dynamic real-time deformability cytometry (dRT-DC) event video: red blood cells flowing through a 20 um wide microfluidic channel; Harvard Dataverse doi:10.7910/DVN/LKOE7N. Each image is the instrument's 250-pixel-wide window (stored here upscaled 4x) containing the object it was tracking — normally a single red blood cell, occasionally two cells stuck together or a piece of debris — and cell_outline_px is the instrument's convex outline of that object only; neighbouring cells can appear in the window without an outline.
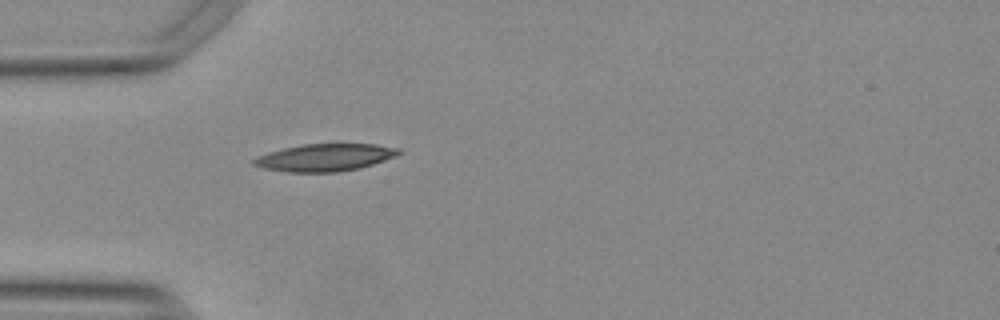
{"species": "Egyptian fruit bat (a non-hibernating species)", "species_latin": "Rousettus aegyptiacus", "temperature_condition": "warm", "stored_images_in_passage": 39, "camera_frame_rate_fps": 3000, "um_per_image_px": 0.085, "animal": {"sex": "female"}, "frame": {"image": 1, "passage_image": 1, "time_ms": 0.0, "image_size_px": [1000, 320], "cell_outline_px": [[400, 152], [396, 156], [360, 168], [336, 172], [288, 172], [264, 168], [252, 164], [252, 160], [256, 156], [268, 152], [284, 148], [304, 144], [376, 144], [400, 148]], "centroid_in_image_um": [27.6, 13.38], "position_along_channel_um": 57.4, "area_um2": 23.0}}
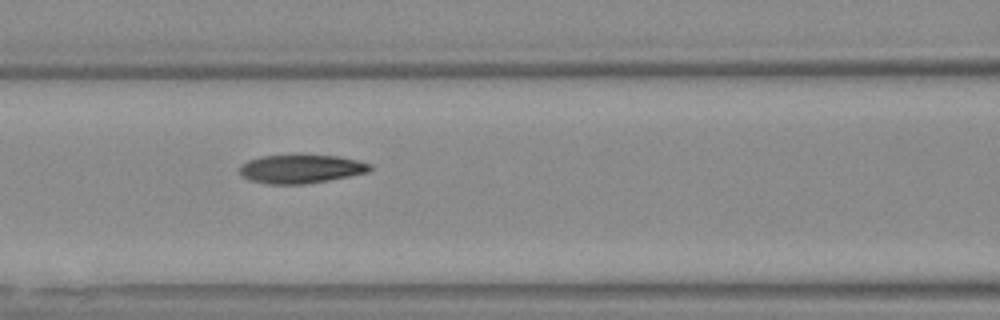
{"frame": {"image": 2, "passage_image": 8, "time_ms": 2.333, "image_size_px": [1000, 320], "cell_outline_px": [[372, 168], [368, 172], [328, 180], [304, 184], [268, 184], [252, 180], [244, 176], [240, 172], [240, 164], [248, 160], [260, 156], [296, 152], [340, 156], [372, 164]], "centroid_in_image_um": [25.58, 14.3], "position_along_channel_um": 141.0, "area_um2": 22.48}}
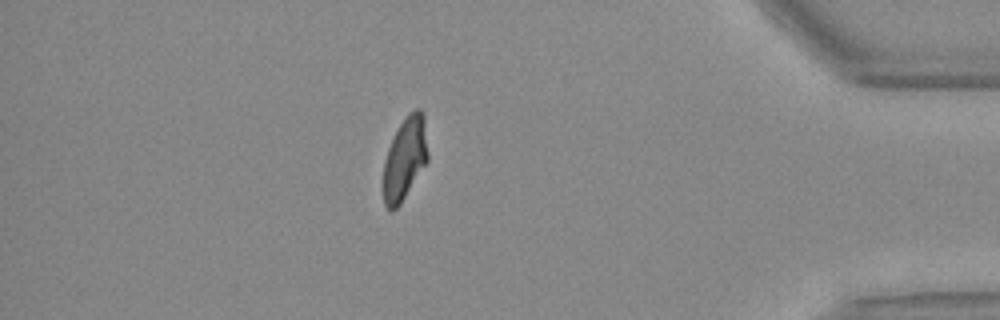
{"frame": {"image": 3, "passage_image": 32, "time_ms": 10.333, "image_size_px": [1000, 320], "cell_outline_px": [[428, 160], [400, 204], [392, 212], [384, 204], [384, 160], [388, 148], [400, 124], [408, 112], [416, 108], [420, 108], [424, 112], [428, 152]], "centroid_in_image_um": [34.43, 13.44], "position_along_channel_um": 400.8, "area_um2": 21.33}, "authors_computed_cell_mechanics": {"area_um2": 22.1374, "velocity_mm_per_s": 3.7612, "shape_relaxation_time_tau1_ms": null, "shape_relaxation_time_tau2_ms": 2.4575, "deformation_change_tau1": null, "deformation_change_tau2": 0.091}}